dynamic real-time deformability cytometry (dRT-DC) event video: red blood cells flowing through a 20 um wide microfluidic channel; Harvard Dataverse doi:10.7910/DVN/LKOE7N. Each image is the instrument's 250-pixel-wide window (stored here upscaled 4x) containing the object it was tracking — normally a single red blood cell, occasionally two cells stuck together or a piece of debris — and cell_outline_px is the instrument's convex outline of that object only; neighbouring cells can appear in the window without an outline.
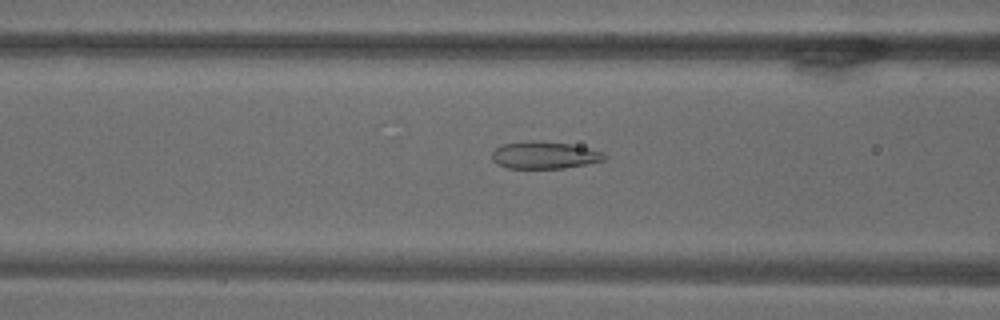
{"species": "common noctule bat (a hibernating species)", "species_latin": "Nyctalus noctula", "temperature_condition": "warm", "stored_images_in_passage": 71, "camera_frame_rate_fps": 3000, "um_per_image_px": 0.085, "animal": {"sex": "male", "body_mass_g": 18.8}, "frame": {"image": 1, "passage_image": 29, "time_ms": 9.333, "image_size_px": [1000, 320], "cell_outline_px": [[608, 156], [604, 160], [588, 164], [564, 168], [508, 168], [496, 164], [492, 160], [492, 152], [500, 144], [528, 140], [540, 140], [572, 144], [592, 148], [604, 152]], "centroid_in_image_um": [46.3, 13.17], "position_along_channel_um": 120.3, "area_um2": 18.32}}
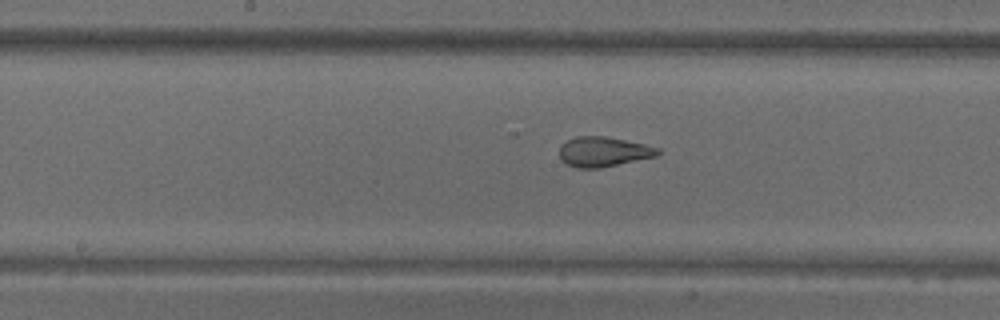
{"frame": {"image": 2, "passage_image": 37, "time_ms": 12.0, "image_size_px": [1000, 320], "cell_outline_px": [[660, 152], [656, 156], [600, 168], [576, 168], [560, 160], [560, 144], [576, 136], [604, 136], [644, 144], [660, 148]], "centroid_in_image_um": [51.26, 12.9], "position_along_channel_um": 196.9, "area_um2": 17.05}}
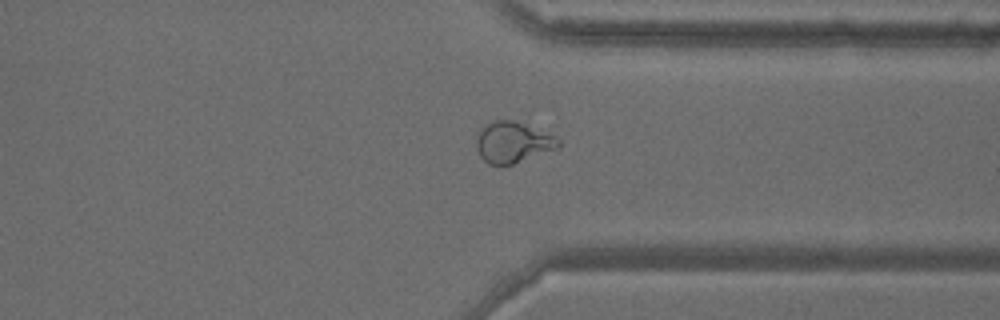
{"frame": {"image": 3, "passage_image": 55, "time_ms": 18.0, "image_size_px": [1000, 320], "cell_outline_px": [[560, 148], [512, 164], [488, 164], [480, 156], [476, 148], [476, 140], [480, 132], [492, 120], [512, 120], [556, 136], [560, 140]], "centroid_in_image_um": [43.62, 12.11], "position_along_channel_um": 367.8, "area_um2": 19.31}}